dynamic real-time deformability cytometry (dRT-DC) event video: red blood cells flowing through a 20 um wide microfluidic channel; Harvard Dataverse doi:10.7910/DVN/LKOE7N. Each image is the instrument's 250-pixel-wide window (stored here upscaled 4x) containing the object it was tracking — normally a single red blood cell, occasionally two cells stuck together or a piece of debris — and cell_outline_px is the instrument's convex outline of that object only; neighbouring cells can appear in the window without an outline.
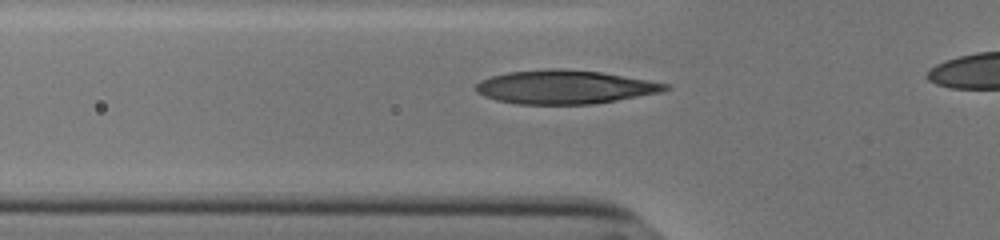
{"species": "human", "species_latin": "Homo sapiens", "temperature_condition": "cold", "stored_images_in_passage": 41, "camera_frame_rate_fps": 3000, "um_per_image_px": 0.085, "donor": {"sex": "male"}, "frame": {"image": 1, "passage_image": 15, "time_ms": 4.667, "image_size_px": [1000, 240], "cell_outline_px": [[672, 88], [664, 92], [592, 104], [516, 104], [496, 100], [484, 96], [476, 92], [472, 88], [480, 80], [492, 76], [508, 72], [548, 68], [564, 68], [600, 72], [672, 84]], "centroid_in_image_um": [48.01, 7.39], "position_along_channel_um": 77.8, "area_um2": 37.51}}
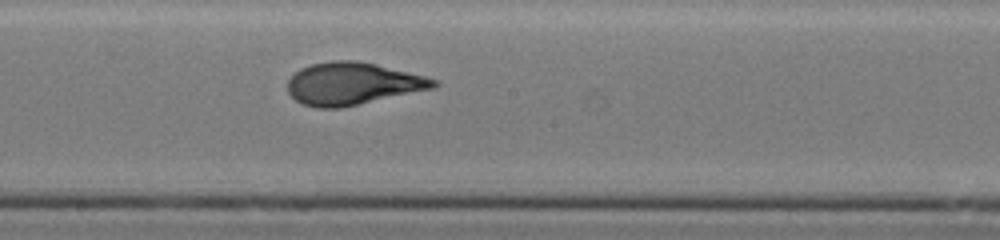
{"frame": {"image": 2, "passage_image": 26, "time_ms": 8.333, "image_size_px": [1000, 240], "cell_outline_px": [[440, 84], [436, 88], [340, 108], [316, 108], [300, 104], [288, 92], [288, 80], [300, 68], [312, 64], [332, 60], [356, 60], [376, 64], [440, 80]], "centroid_in_image_um": [29.99, 7.12], "position_along_channel_um": 218.2, "area_um2": 36.18}}
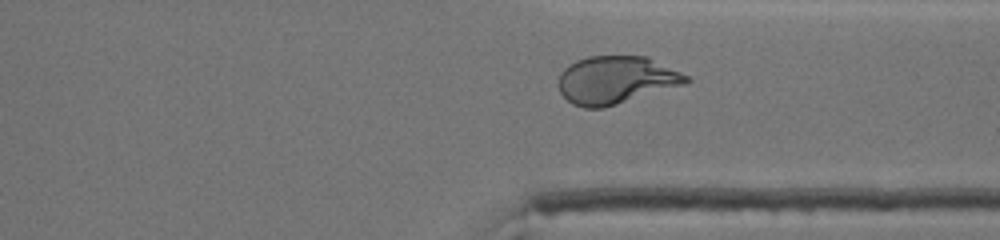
{"frame": {"image": 3, "passage_image": 37, "time_ms": 12.0, "image_size_px": [1000, 240], "cell_outline_px": [[692, 80], [688, 84], [604, 108], [584, 108], [572, 104], [560, 92], [556, 84], [560, 72], [568, 64], [576, 60], [588, 56], [648, 56], [688, 76]], "centroid_in_image_um": [52.35, 6.8], "position_along_channel_um": 359.0, "area_um2": 36.07}}